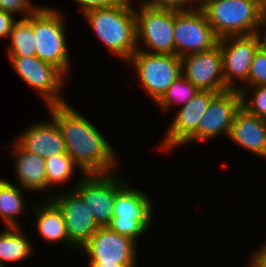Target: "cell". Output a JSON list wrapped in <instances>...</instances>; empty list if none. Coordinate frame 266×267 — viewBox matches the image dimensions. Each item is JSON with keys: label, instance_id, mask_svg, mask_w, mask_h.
Masks as SVG:
<instances>
[{"label": "cell", "instance_id": "31", "mask_svg": "<svg viewBox=\"0 0 266 267\" xmlns=\"http://www.w3.org/2000/svg\"><path fill=\"white\" fill-rule=\"evenodd\" d=\"M17 21L14 14L0 9V39H6L12 30L13 24Z\"/></svg>", "mask_w": 266, "mask_h": 267}, {"label": "cell", "instance_id": "20", "mask_svg": "<svg viewBox=\"0 0 266 267\" xmlns=\"http://www.w3.org/2000/svg\"><path fill=\"white\" fill-rule=\"evenodd\" d=\"M231 140L240 149L252 153L257 158L266 160V127L265 121L247 112L241 107L235 114L228 133Z\"/></svg>", "mask_w": 266, "mask_h": 267}, {"label": "cell", "instance_id": "13", "mask_svg": "<svg viewBox=\"0 0 266 267\" xmlns=\"http://www.w3.org/2000/svg\"><path fill=\"white\" fill-rule=\"evenodd\" d=\"M218 45L222 54L225 87L240 90L247 83L252 60L260 48L259 39L256 34L228 36L219 39Z\"/></svg>", "mask_w": 266, "mask_h": 267}, {"label": "cell", "instance_id": "26", "mask_svg": "<svg viewBox=\"0 0 266 267\" xmlns=\"http://www.w3.org/2000/svg\"><path fill=\"white\" fill-rule=\"evenodd\" d=\"M241 107L259 118H266V85L241 87Z\"/></svg>", "mask_w": 266, "mask_h": 267}, {"label": "cell", "instance_id": "11", "mask_svg": "<svg viewBox=\"0 0 266 267\" xmlns=\"http://www.w3.org/2000/svg\"><path fill=\"white\" fill-rule=\"evenodd\" d=\"M138 247L132 239L105 226L99 227L79 252L86 254L89 264H137Z\"/></svg>", "mask_w": 266, "mask_h": 267}, {"label": "cell", "instance_id": "35", "mask_svg": "<svg viewBox=\"0 0 266 267\" xmlns=\"http://www.w3.org/2000/svg\"><path fill=\"white\" fill-rule=\"evenodd\" d=\"M266 11V0H253Z\"/></svg>", "mask_w": 266, "mask_h": 267}, {"label": "cell", "instance_id": "22", "mask_svg": "<svg viewBox=\"0 0 266 267\" xmlns=\"http://www.w3.org/2000/svg\"><path fill=\"white\" fill-rule=\"evenodd\" d=\"M13 183L5 180L0 186V220L4 227H22L18 218L25 212L31 215L32 211L31 208L27 210L24 196V193L29 191Z\"/></svg>", "mask_w": 266, "mask_h": 267}, {"label": "cell", "instance_id": "24", "mask_svg": "<svg viewBox=\"0 0 266 267\" xmlns=\"http://www.w3.org/2000/svg\"><path fill=\"white\" fill-rule=\"evenodd\" d=\"M7 56H35L34 32L32 27V14L19 18L13 24L8 37Z\"/></svg>", "mask_w": 266, "mask_h": 267}, {"label": "cell", "instance_id": "3", "mask_svg": "<svg viewBox=\"0 0 266 267\" xmlns=\"http://www.w3.org/2000/svg\"><path fill=\"white\" fill-rule=\"evenodd\" d=\"M66 18L63 11L48 4L41 5L36 12L32 13L36 56L57 66L68 76L72 73L70 71L72 66L68 49L69 41L66 37L68 36Z\"/></svg>", "mask_w": 266, "mask_h": 267}, {"label": "cell", "instance_id": "23", "mask_svg": "<svg viewBox=\"0 0 266 267\" xmlns=\"http://www.w3.org/2000/svg\"><path fill=\"white\" fill-rule=\"evenodd\" d=\"M45 164L46 199H50L55 193L65 190L64 188H66V183L71 181V178H73L75 173H77L76 170H78L79 167L73 162L67 153L57 154L52 157L45 158Z\"/></svg>", "mask_w": 266, "mask_h": 267}, {"label": "cell", "instance_id": "32", "mask_svg": "<svg viewBox=\"0 0 266 267\" xmlns=\"http://www.w3.org/2000/svg\"><path fill=\"white\" fill-rule=\"evenodd\" d=\"M249 256L247 267H266V242L255 248Z\"/></svg>", "mask_w": 266, "mask_h": 267}, {"label": "cell", "instance_id": "9", "mask_svg": "<svg viewBox=\"0 0 266 267\" xmlns=\"http://www.w3.org/2000/svg\"><path fill=\"white\" fill-rule=\"evenodd\" d=\"M13 70L37 92L44 105L68 103L63 95L68 76L57 66L35 56H7ZM64 93V94H62Z\"/></svg>", "mask_w": 266, "mask_h": 267}, {"label": "cell", "instance_id": "17", "mask_svg": "<svg viewBox=\"0 0 266 267\" xmlns=\"http://www.w3.org/2000/svg\"><path fill=\"white\" fill-rule=\"evenodd\" d=\"M28 205L32 208L31 214V225L36 229L38 237L44 240L47 245L65 246L68 250L76 251L79 250L69 241V237L66 230L65 219L58 209V207L50 200L43 199L36 203ZM75 249V250H74Z\"/></svg>", "mask_w": 266, "mask_h": 267}, {"label": "cell", "instance_id": "6", "mask_svg": "<svg viewBox=\"0 0 266 267\" xmlns=\"http://www.w3.org/2000/svg\"><path fill=\"white\" fill-rule=\"evenodd\" d=\"M122 171L106 174L80 173L77 180L66 190H74L86 204L96 223L100 227L107 226L113 218L116 193L131 181ZM75 185V186H74Z\"/></svg>", "mask_w": 266, "mask_h": 267}, {"label": "cell", "instance_id": "7", "mask_svg": "<svg viewBox=\"0 0 266 267\" xmlns=\"http://www.w3.org/2000/svg\"><path fill=\"white\" fill-rule=\"evenodd\" d=\"M134 69L139 87L155 104L181 72V59L175 54L146 53L136 50L126 62Z\"/></svg>", "mask_w": 266, "mask_h": 267}, {"label": "cell", "instance_id": "2", "mask_svg": "<svg viewBox=\"0 0 266 267\" xmlns=\"http://www.w3.org/2000/svg\"><path fill=\"white\" fill-rule=\"evenodd\" d=\"M82 16L111 56L126 63L137 50L136 19L131 1L119 0L108 7L88 10Z\"/></svg>", "mask_w": 266, "mask_h": 267}, {"label": "cell", "instance_id": "18", "mask_svg": "<svg viewBox=\"0 0 266 267\" xmlns=\"http://www.w3.org/2000/svg\"><path fill=\"white\" fill-rule=\"evenodd\" d=\"M49 118L31 123L19 132L15 141L26 151L45 158L66 153L64 140L54 119Z\"/></svg>", "mask_w": 266, "mask_h": 267}, {"label": "cell", "instance_id": "29", "mask_svg": "<svg viewBox=\"0 0 266 267\" xmlns=\"http://www.w3.org/2000/svg\"><path fill=\"white\" fill-rule=\"evenodd\" d=\"M149 6L172 10V11H190L200 7L197 0H142Z\"/></svg>", "mask_w": 266, "mask_h": 267}, {"label": "cell", "instance_id": "33", "mask_svg": "<svg viewBox=\"0 0 266 267\" xmlns=\"http://www.w3.org/2000/svg\"><path fill=\"white\" fill-rule=\"evenodd\" d=\"M256 35L259 39L260 48L266 52V13L263 16L261 25L257 29Z\"/></svg>", "mask_w": 266, "mask_h": 267}, {"label": "cell", "instance_id": "37", "mask_svg": "<svg viewBox=\"0 0 266 267\" xmlns=\"http://www.w3.org/2000/svg\"><path fill=\"white\" fill-rule=\"evenodd\" d=\"M203 1H204V0H197V2H198L199 4H201Z\"/></svg>", "mask_w": 266, "mask_h": 267}, {"label": "cell", "instance_id": "16", "mask_svg": "<svg viewBox=\"0 0 266 267\" xmlns=\"http://www.w3.org/2000/svg\"><path fill=\"white\" fill-rule=\"evenodd\" d=\"M50 200L58 207L65 219L69 241L79 250L100 226L74 190L57 192Z\"/></svg>", "mask_w": 266, "mask_h": 267}, {"label": "cell", "instance_id": "25", "mask_svg": "<svg viewBox=\"0 0 266 267\" xmlns=\"http://www.w3.org/2000/svg\"><path fill=\"white\" fill-rule=\"evenodd\" d=\"M199 91L197 87L181 74L173 81L168 90L155 104L158 109L167 113L174 106H184Z\"/></svg>", "mask_w": 266, "mask_h": 267}, {"label": "cell", "instance_id": "4", "mask_svg": "<svg viewBox=\"0 0 266 267\" xmlns=\"http://www.w3.org/2000/svg\"><path fill=\"white\" fill-rule=\"evenodd\" d=\"M200 8L219 39L256 34L266 13L253 0H204Z\"/></svg>", "mask_w": 266, "mask_h": 267}, {"label": "cell", "instance_id": "19", "mask_svg": "<svg viewBox=\"0 0 266 267\" xmlns=\"http://www.w3.org/2000/svg\"><path fill=\"white\" fill-rule=\"evenodd\" d=\"M8 147H12L9 153L14 159L12 164L16 185L36 195L40 192L43 196L44 192L43 198L46 199L45 159L24 150L15 140Z\"/></svg>", "mask_w": 266, "mask_h": 267}, {"label": "cell", "instance_id": "12", "mask_svg": "<svg viewBox=\"0 0 266 267\" xmlns=\"http://www.w3.org/2000/svg\"><path fill=\"white\" fill-rule=\"evenodd\" d=\"M240 108L241 94L239 90L217 93L201 116L197 131L181 147L210 141L223 135L227 138L234 116Z\"/></svg>", "mask_w": 266, "mask_h": 267}, {"label": "cell", "instance_id": "34", "mask_svg": "<svg viewBox=\"0 0 266 267\" xmlns=\"http://www.w3.org/2000/svg\"><path fill=\"white\" fill-rule=\"evenodd\" d=\"M89 267H138V264H88Z\"/></svg>", "mask_w": 266, "mask_h": 267}, {"label": "cell", "instance_id": "21", "mask_svg": "<svg viewBox=\"0 0 266 267\" xmlns=\"http://www.w3.org/2000/svg\"><path fill=\"white\" fill-rule=\"evenodd\" d=\"M24 232L26 230L23 226L4 227L0 231V264L6 266L33 257L34 244Z\"/></svg>", "mask_w": 266, "mask_h": 267}, {"label": "cell", "instance_id": "10", "mask_svg": "<svg viewBox=\"0 0 266 267\" xmlns=\"http://www.w3.org/2000/svg\"><path fill=\"white\" fill-rule=\"evenodd\" d=\"M218 41L200 7L190 11H174L175 55L182 57L209 51L218 45Z\"/></svg>", "mask_w": 266, "mask_h": 267}, {"label": "cell", "instance_id": "8", "mask_svg": "<svg viewBox=\"0 0 266 267\" xmlns=\"http://www.w3.org/2000/svg\"><path fill=\"white\" fill-rule=\"evenodd\" d=\"M138 3L134 6L137 50L175 54L174 11L149 6L142 0Z\"/></svg>", "mask_w": 266, "mask_h": 267}, {"label": "cell", "instance_id": "28", "mask_svg": "<svg viewBox=\"0 0 266 267\" xmlns=\"http://www.w3.org/2000/svg\"><path fill=\"white\" fill-rule=\"evenodd\" d=\"M32 0H0V9L14 14L16 17L19 14L21 18L36 12L41 6L35 5Z\"/></svg>", "mask_w": 266, "mask_h": 267}, {"label": "cell", "instance_id": "1", "mask_svg": "<svg viewBox=\"0 0 266 267\" xmlns=\"http://www.w3.org/2000/svg\"><path fill=\"white\" fill-rule=\"evenodd\" d=\"M64 140L67 155L79 173L106 174L119 171V155L93 121L68 103L45 106Z\"/></svg>", "mask_w": 266, "mask_h": 267}, {"label": "cell", "instance_id": "5", "mask_svg": "<svg viewBox=\"0 0 266 267\" xmlns=\"http://www.w3.org/2000/svg\"><path fill=\"white\" fill-rule=\"evenodd\" d=\"M145 192L127 182L116 193L113 218L107 225L109 229L132 239L137 245H140L139 238L153 225L151 223L155 217L154 202Z\"/></svg>", "mask_w": 266, "mask_h": 267}, {"label": "cell", "instance_id": "36", "mask_svg": "<svg viewBox=\"0 0 266 267\" xmlns=\"http://www.w3.org/2000/svg\"><path fill=\"white\" fill-rule=\"evenodd\" d=\"M6 179H3V177H0V186L2 185V183L5 181Z\"/></svg>", "mask_w": 266, "mask_h": 267}, {"label": "cell", "instance_id": "14", "mask_svg": "<svg viewBox=\"0 0 266 267\" xmlns=\"http://www.w3.org/2000/svg\"><path fill=\"white\" fill-rule=\"evenodd\" d=\"M216 94L211 91H199L184 106L179 107L164 137L158 142L160 145L157 149L161 150L160 152H174L173 150L181 147L197 131L201 116Z\"/></svg>", "mask_w": 266, "mask_h": 267}, {"label": "cell", "instance_id": "30", "mask_svg": "<svg viewBox=\"0 0 266 267\" xmlns=\"http://www.w3.org/2000/svg\"><path fill=\"white\" fill-rule=\"evenodd\" d=\"M78 4L81 15L88 10L111 6L119 0H71Z\"/></svg>", "mask_w": 266, "mask_h": 267}, {"label": "cell", "instance_id": "15", "mask_svg": "<svg viewBox=\"0 0 266 267\" xmlns=\"http://www.w3.org/2000/svg\"><path fill=\"white\" fill-rule=\"evenodd\" d=\"M182 75L200 91L221 93L228 90L224 84L220 46L204 52L180 57Z\"/></svg>", "mask_w": 266, "mask_h": 267}, {"label": "cell", "instance_id": "27", "mask_svg": "<svg viewBox=\"0 0 266 267\" xmlns=\"http://www.w3.org/2000/svg\"><path fill=\"white\" fill-rule=\"evenodd\" d=\"M266 85V52L259 48L252 60L247 83L242 87Z\"/></svg>", "mask_w": 266, "mask_h": 267}]
</instances>
